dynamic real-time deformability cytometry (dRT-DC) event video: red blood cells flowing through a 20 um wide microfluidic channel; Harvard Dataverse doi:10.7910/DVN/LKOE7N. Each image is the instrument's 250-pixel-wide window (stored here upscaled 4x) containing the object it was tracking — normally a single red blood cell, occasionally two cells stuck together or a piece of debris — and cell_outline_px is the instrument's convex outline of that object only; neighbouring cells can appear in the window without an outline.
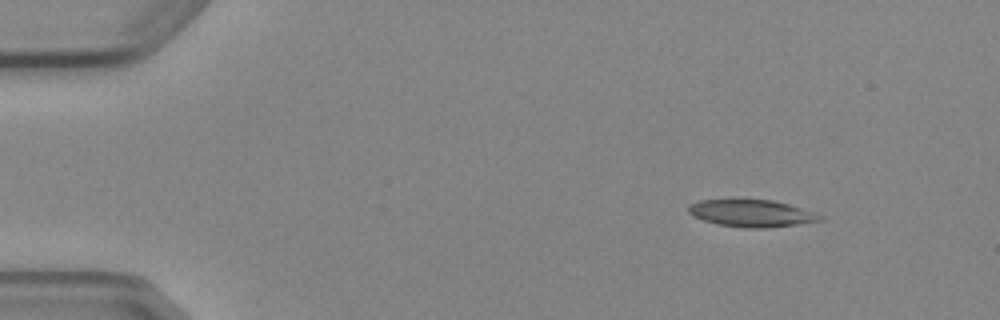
{"species": "Egyptian fruit bat (a non-hibernating species)", "species_latin": "Rousettus aegyptiacus", "temperature_condition": "cold", "stored_images_in_passage": 7, "camera_frame_rate_fps": 3000, "um_per_image_px": 0.085, "animal": {"sex": "female"}, "frame": {"image": 1, "passage_image": 1, "time_ms": 0.0, "image_size_px": [1000, 320], "cell_outline_px": [[824, 220], [796, 224], [764, 228], [744, 228], [716, 224], [692, 216], [688, 212], [688, 204], [700, 200], [732, 196], [736, 196], [772, 200], [788, 204], [816, 212], [824, 216]], "centroid_in_image_um": [63.81, 18.07], "position_along_channel_um": 21.2, "area_um2": 21.91}}
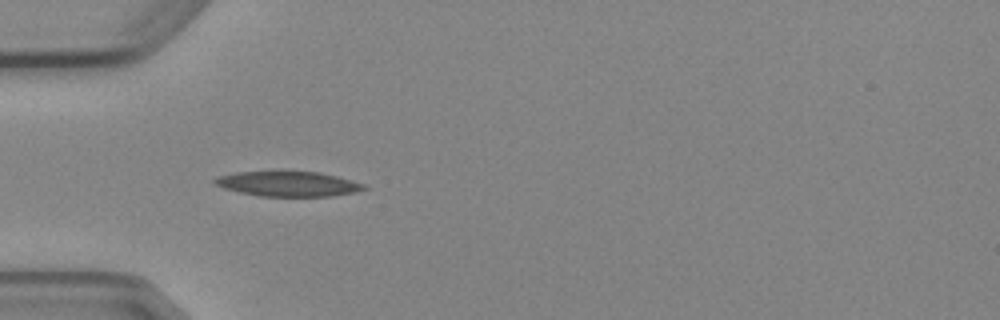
{"frame": {"image": 2, "passage_image": 4, "time_ms": 3.333, "image_size_px": [1000, 320], "cell_outline_px": [[368, 188], [352, 192], [332, 196], [260, 196], [240, 192], [224, 188], [216, 184], [212, 180], [216, 176], [236, 172], [320, 172], [336, 176], [364, 184]], "centroid_in_image_um": [24.46, 15.63], "position_along_channel_um": 60.5, "area_um2": 21.39}}
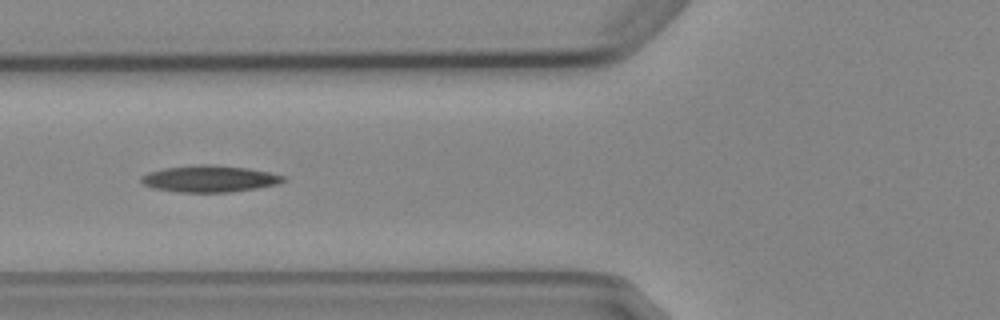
{"frame": {"image": 3, "passage_image": 5, "time_ms": 4.667, "image_size_px": [1000, 320], "cell_outline_px": [[288, 180], [280, 184], [256, 188], [228, 192], [180, 192], [152, 188], [144, 184], [140, 180], [140, 176], [148, 172], [164, 168], [196, 164], [212, 164], [248, 168], [268, 172], [284, 176]], "centroid_in_image_um": [17.81, 15.19], "position_along_channel_um": 108.0, "area_um2": 22.2}}